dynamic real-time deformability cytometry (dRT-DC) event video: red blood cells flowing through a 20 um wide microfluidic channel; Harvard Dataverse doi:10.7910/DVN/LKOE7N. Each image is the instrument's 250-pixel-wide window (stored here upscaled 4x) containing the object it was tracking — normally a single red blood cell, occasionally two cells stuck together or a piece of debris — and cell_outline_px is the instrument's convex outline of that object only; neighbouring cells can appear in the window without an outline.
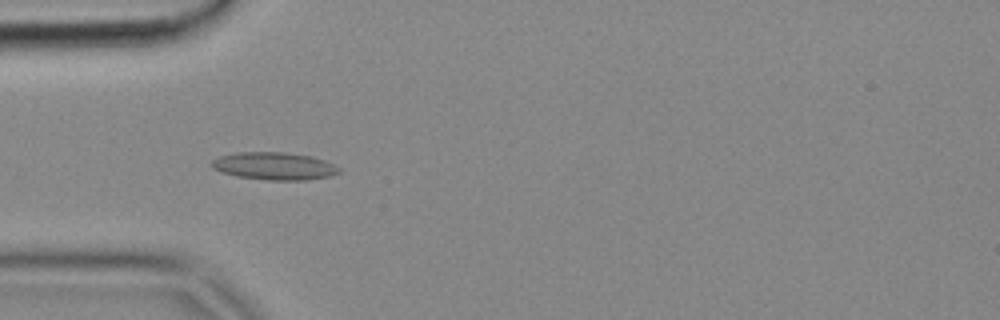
{"species": "common noctule bat (a hibernating species)", "species_latin": "Nyctalus noctula", "temperature_condition": "cold", "stored_images_in_passage": 8, "camera_frame_rate_fps": 3000, "um_per_image_px": 0.085, "animal": {"sex": "female", "body_mass_g": 18.4}, "frame": {"image": 1, "passage_image": 6, "time_ms": 1.667, "image_size_px": [1000, 320], "cell_outline_px": [[340, 172], [328, 176], [308, 180], [268, 180], [236, 176], [220, 172], [212, 168], [212, 160], [220, 156], [236, 152], [284, 152], [312, 156], [324, 160], [340, 168]], "centroid_in_image_um": [23.29, 14.11], "position_along_channel_um": 61.7, "area_um2": 20.46}}